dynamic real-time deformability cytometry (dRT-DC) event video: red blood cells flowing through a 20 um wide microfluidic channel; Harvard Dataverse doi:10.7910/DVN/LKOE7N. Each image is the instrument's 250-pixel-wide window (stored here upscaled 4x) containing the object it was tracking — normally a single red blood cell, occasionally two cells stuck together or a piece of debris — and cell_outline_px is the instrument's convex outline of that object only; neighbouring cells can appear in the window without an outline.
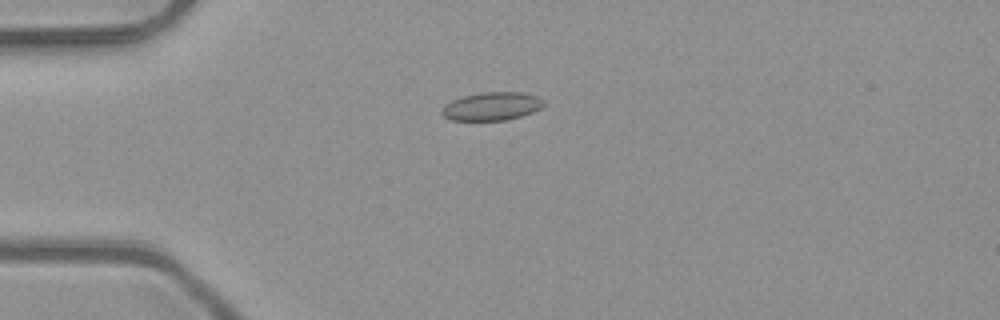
{"species": "common noctule bat (a hibernating species)", "species_latin": "Nyctalus noctula", "temperature_condition": "room temperature", "stored_images_in_passage": 6, "camera_frame_rate_fps": 3000, "um_per_image_px": 0.085, "animal": {"sex": "male", "body_mass_g": 23.1, "forearm_length_mm": 52.7}, "frame": {"image": 1, "passage_image": 4, "time_ms": 1.0, "image_size_px": [1000, 320], "cell_outline_px": [[544, 104], [540, 108], [532, 112], [520, 116], [504, 120], [452, 120], [444, 116], [440, 112], [452, 100], [464, 96], [484, 92], [520, 92], [536, 96], [544, 100]], "centroid_in_image_um": [41.82, 9.03], "position_along_channel_um": 43.2, "area_um2": 16.42}}
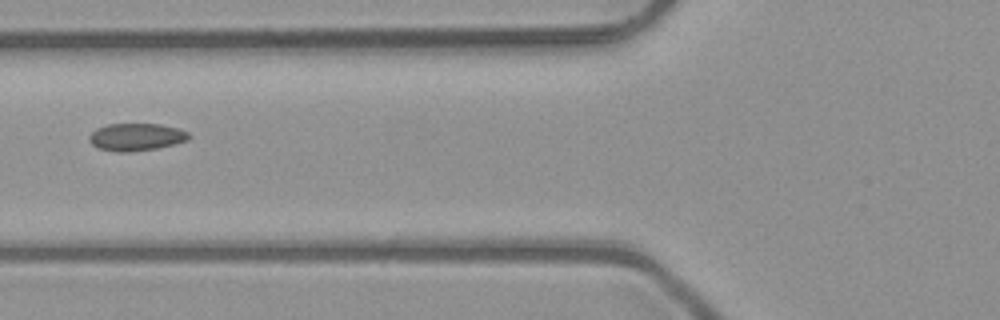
{"frame": {"image": 2, "passage_image": 6, "time_ms": 1.667, "image_size_px": [1000, 320], "cell_outline_px": [[192, 136], [188, 140], [156, 148], [128, 152], [116, 152], [100, 148], [92, 144], [88, 140], [88, 136], [96, 128], [108, 124], [160, 124], [180, 128], [188, 132]], "centroid_in_image_um": [11.58, 11.63], "position_along_channel_um": 114.2, "area_um2": 15.95}}